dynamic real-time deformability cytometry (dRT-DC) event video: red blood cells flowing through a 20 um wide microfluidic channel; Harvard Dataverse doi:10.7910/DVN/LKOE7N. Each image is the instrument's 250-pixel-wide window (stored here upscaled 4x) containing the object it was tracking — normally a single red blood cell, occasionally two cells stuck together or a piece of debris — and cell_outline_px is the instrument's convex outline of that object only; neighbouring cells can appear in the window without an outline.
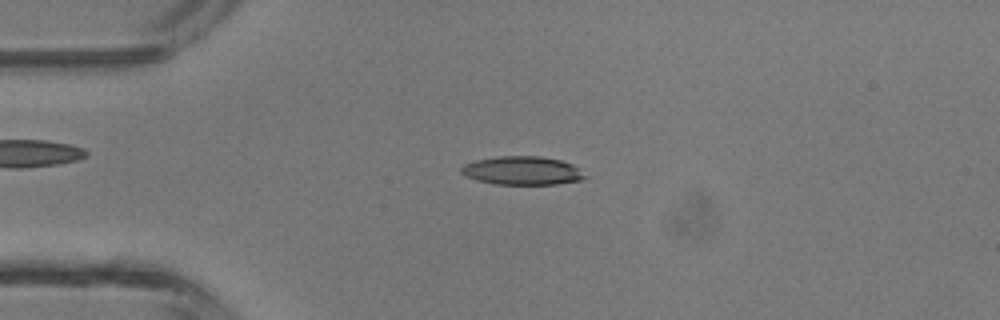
{"species": "common noctule bat (a hibernating species)", "species_latin": "Nyctalus noctula", "temperature_condition": "room temperature", "stored_images_in_passage": 42, "camera_frame_rate_fps": 3000, "um_per_image_px": 0.085, "animal": {"sex": "male", "body_mass_g": 13.3}, "frame": {"image": 1, "passage_image": 7, "time_ms": 2.0, "image_size_px": [1000, 320], "cell_outline_px": [[588, 176], [584, 180], [556, 184], [496, 184], [476, 180], [460, 172], [460, 168], [464, 164], [476, 160], [496, 156], [540, 156], [560, 160], [572, 164]], "centroid_in_image_um": [44.41, 14.5], "position_along_channel_um": 40.6, "area_um2": 20.58}}
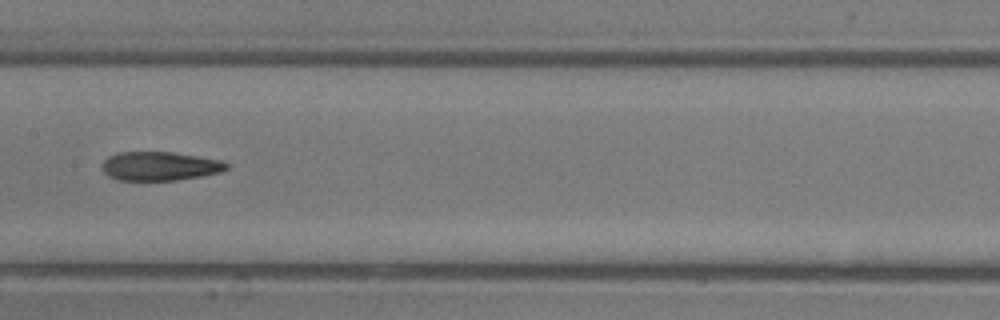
{"frame": {"image": 2, "passage_image": 19, "time_ms": 6.0, "image_size_px": [1000, 320], "cell_outline_px": [[228, 168], [220, 172], [200, 176], [176, 180], [120, 180], [108, 176], [100, 168], [104, 160], [108, 156], [120, 152], [172, 152], [220, 160], [228, 164]], "centroid_in_image_um": [13.54, 14.12], "position_along_channel_um": 193.9, "area_um2": 20.81}}
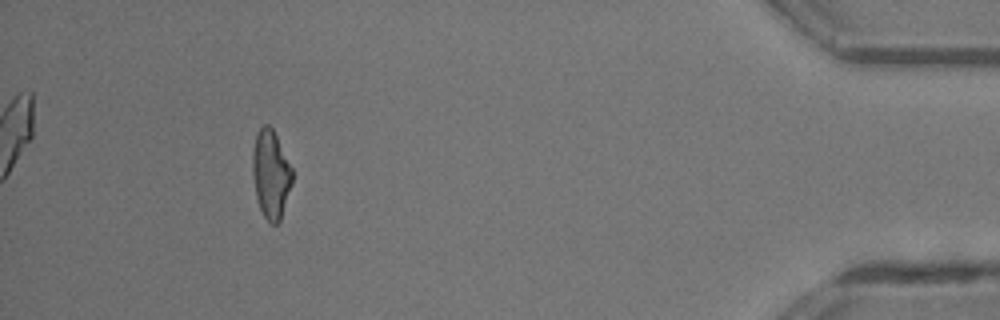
{"frame": {"image": 3, "passage_image": 38, "time_ms": 12.333, "image_size_px": [1000, 320], "cell_outline_px": [[292, 184], [280, 220], [276, 224], [272, 224], [264, 216], [260, 208], [256, 196], [252, 172], [252, 148], [256, 132], [264, 124], [268, 124], [272, 128], [292, 168]], "centroid_in_image_um": [23.0, 14.78], "position_along_channel_um": 412.2, "area_um2": 20.35}, "authors_computed_cell_mechanics": {"area_um2": 21.1548, "velocity_mm_per_s": 4.4856, "shape_relaxation_time_tau1_ms": 5.6166, "shape_relaxation_time_tau2_ms": 4.4868, "deformation_change_tau1": 0.2296, "deformation_change_tau2": 0.1725}}